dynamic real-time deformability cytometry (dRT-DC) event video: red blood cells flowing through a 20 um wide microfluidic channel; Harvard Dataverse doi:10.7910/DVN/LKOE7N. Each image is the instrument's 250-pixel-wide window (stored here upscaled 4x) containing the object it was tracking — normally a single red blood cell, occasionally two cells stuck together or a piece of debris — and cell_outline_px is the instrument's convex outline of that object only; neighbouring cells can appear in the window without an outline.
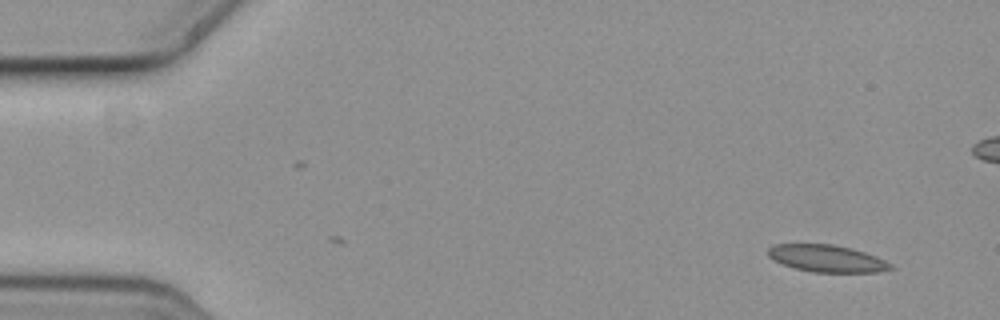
{"species": "common noctule bat (a hibernating species)", "species_latin": "Nyctalus noctula", "temperature_condition": "cold", "stored_images_in_passage": 2, "camera_frame_rate_fps": 3000, "um_per_image_px": 0.085, "animal": {"sex": "female", "body_mass_g": 19.3, "forearm_length_mm": 54.1}, "frame": {"image": 1, "passage_image": 2, "time_ms": 0.333, "image_size_px": [1000, 320], "cell_outline_px": [[896, 268], [880, 272], [812, 272], [796, 268], [772, 260], [768, 256], [768, 248], [772, 244], [832, 244], [852, 248], [876, 256], [892, 264]], "centroid_in_image_um": [70.3, 21.97], "position_along_channel_um": 14.7, "area_um2": 19.42}}